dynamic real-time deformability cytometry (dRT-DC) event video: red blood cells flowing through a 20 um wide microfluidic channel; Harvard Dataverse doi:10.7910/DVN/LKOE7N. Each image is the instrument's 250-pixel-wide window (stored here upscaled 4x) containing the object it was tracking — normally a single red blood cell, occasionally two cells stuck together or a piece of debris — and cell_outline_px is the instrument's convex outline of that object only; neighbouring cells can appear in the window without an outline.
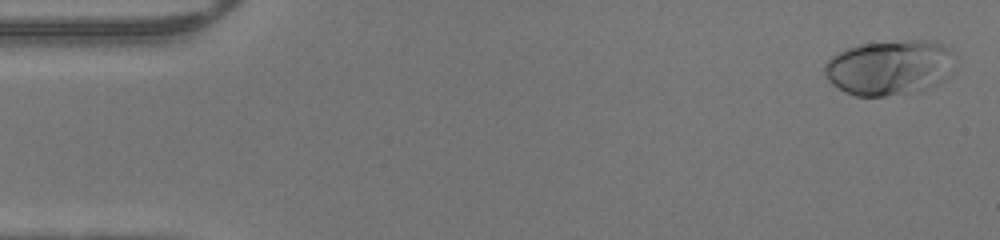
{"species": "human", "species_latin": "Homo sapiens", "temperature_condition": "warm", "stored_images_in_passage": 48, "camera_frame_rate_fps": 3000, "um_per_image_px": 0.085, "donor": {"sex": "male"}, "frame": {"image": 1, "passage_image": 2, "time_ms": 0.333, "image_size_px": [1000, 240], "cell_outline_px": [[956, 56], [944, 80], [920, 92], [884, 96], [856, 96], [844, 92], [832, 84], [824, 76], [824, 64], [832, 56], [848, 48], [860, 44], [908, 40], [928, 40], [944, 44], [956, 52]], "centroid_in_image_um": [75.62, 5.74], "position_along_channel_um": 9.4, "area_um2": 42.25}}
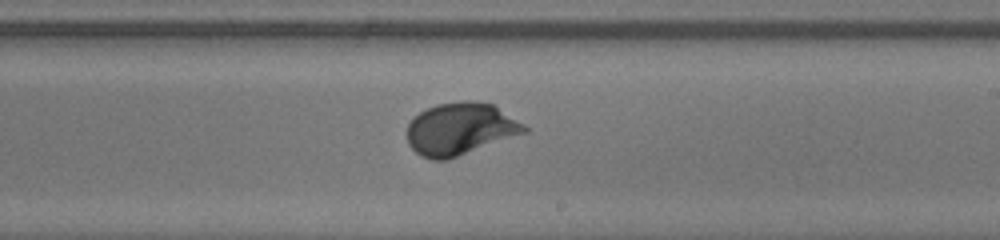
{"frame": {"image": 2, "passage_image": 28, "time_ms": 9.0, "image_size_px": [1000, 240], "cell_outline_px": [[528, 132], [448, 160], [432, 160], [420, 156], [408, 144], [404, 132], [412, 116], [436, 104], [460, 100], [476, 100], [492, 104], [524, 124], [528, 128]], "centroid_in_image_um": [39.08, 10.96], "position_along_channel_um": 249.9, "area_um2": 36.3}}
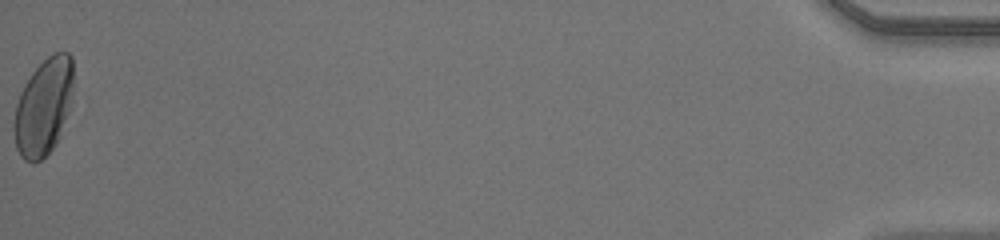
{"frame": {"image": 3, "passage_image": 48, "time_ms": 15.667, "image_size_px": [1000, 240], "cell_outline_px": [[72, 92], [68, 112], [60, 136], [56, 144], [40, 160], [32, 164], [24, 160], [20, 156], [16, 148], [12, 128], [12, 124], [16, 104], [20, 92], [24, 84], [32, 72], [52, 52], [68, 52], [72, 56]], "centroid_in_image_um": [3.67, 9.11], "position_along_channel_um": 431.5, "area_um2": 33.7}}